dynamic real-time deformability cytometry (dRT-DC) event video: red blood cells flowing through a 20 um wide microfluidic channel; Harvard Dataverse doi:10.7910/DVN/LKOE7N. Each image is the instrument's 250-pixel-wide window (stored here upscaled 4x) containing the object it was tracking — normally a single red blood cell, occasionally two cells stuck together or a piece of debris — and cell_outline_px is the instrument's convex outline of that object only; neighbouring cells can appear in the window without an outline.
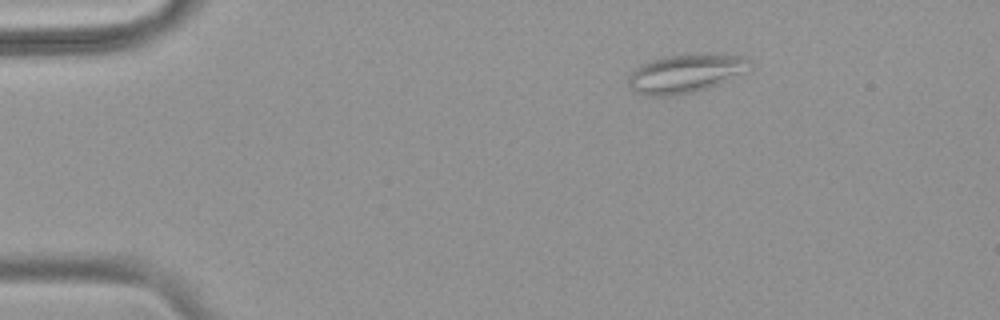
{"species": "common noctule bat (a hibernating species)", "species_latin": "Nyctalus noctula", "temperature_condition": "warm", "stored_images_in_passage": 46, "camera_frame_rate_fps": 3000, "um_per_image_px": 0.085, "animal": {"sex": "female", "body_mass_g": 18.4}, "frame": {"image": 1, "passage_image": 1, "time_ms": 0.0, "image_size_px": [1000, 320], "cell_outline_px": [[752, 72], [708, 88], [692, 92], [672, 96], [648, 96], [636, 92], [628, 84], [628, 76], [636, 68], [652, 60], [664, 56], [688, 52], [708, 52], [744, 56], [752, 60]], "centroid_in_image_um": [58.41, 6.2], "position_along_channel_um": 26.6, "area_um2": 28.44}}
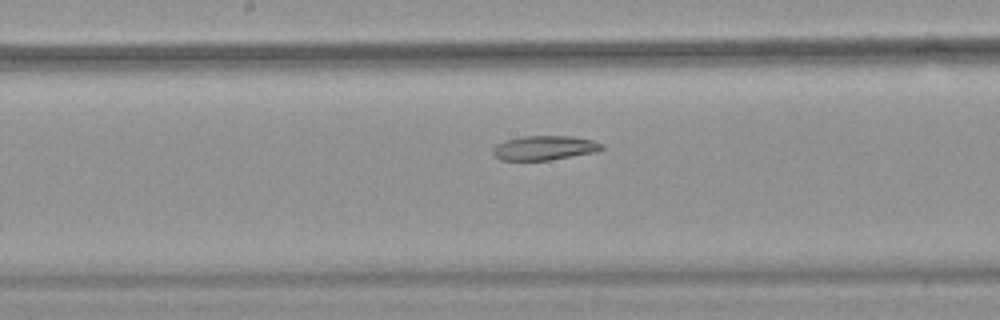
{"frame": {"image": 2, "passage_image": 21, "time_ms": 6.667, "image_size_px": [1000, 320], "cell_outline_px": [[604, 148], [600, 152], [548, 160], [500, 160], [492, 152], [492, 148], [496, 144], [504, 140], [524, 136], [572, 136], [592, 140], [604, 144]], "centroid_in_image_um": [46.31, 12.57], "position_along_channel_um": 201.9, "area_um2": 15.66}}
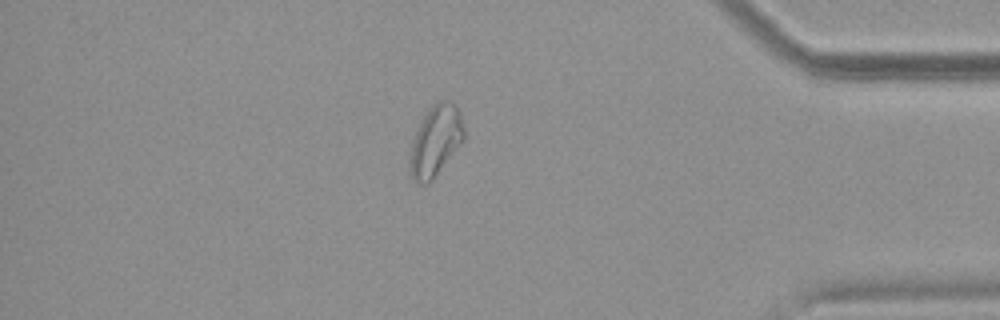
{"frame": {"image": 3, "passage_image": 39, "time_ms": 12.667, "image_size_px": [1000, 320], "cell_outline_px": [[464, 140], [432, 180], [428, 184], [420, 184], [412, 180], [408, 176], [408, 164], [412, 144], [416, 128], [420, 120], [432, 104], [440, 100], [448, 100], [456, 104], [460, 112], [464, 128]], "centroid_in_image_um": [36.99, 11.98], "position_along_channel_um": 398.2, "area_um2": 22.72}, "authors_computed_cell_mechanics": {"area_um2": 19.8254, "velocity_mm_per_s": 3.7634, "shape_relaxation_time_tau1_ms": null, "shape_relaxation_time_tau2_ms": 6.5866, "deformation_change_tau1": null, "deformation_change_tau2": 0.1379}}